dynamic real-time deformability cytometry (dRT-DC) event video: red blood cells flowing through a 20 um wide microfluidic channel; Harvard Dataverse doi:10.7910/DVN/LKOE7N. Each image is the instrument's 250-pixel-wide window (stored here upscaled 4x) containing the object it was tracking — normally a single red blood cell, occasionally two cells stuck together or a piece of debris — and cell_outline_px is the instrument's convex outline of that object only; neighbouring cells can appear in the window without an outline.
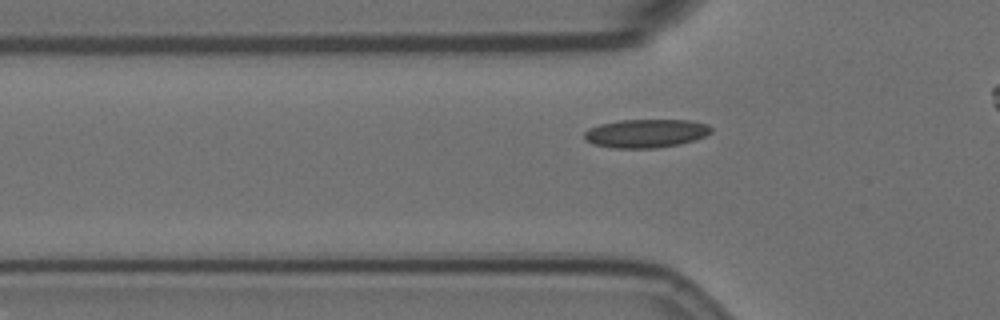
{"species": "Egyptian fruit bat (a non-hibernating species)", "species_latin": "Rousettus aegyptiacus", "temperature_condition": "room temperature", "stored_images_in_passage": 42, "camera_frame_rate_fps": 3000, "um_per_image_px": 0.085, "animal": {"sex": "female"}, "frame": {"image": 1, "passage_image": 13, "time_ms": 4.0, "image_size_px": [1000, 320], "cell_outline_px": [[712, 132], [704, 136], [680, 144], [656, 148], [612, 148], [592, 144], [584, 136], [584, 132], [588, 128], [600, 124], [620, 120], [692, 120], [708, 124], [712, 128]], "centroid_in_image_um": [54.9, 11.33], "position_along_channel_um": 70.9, "area_um2": 21.1}}
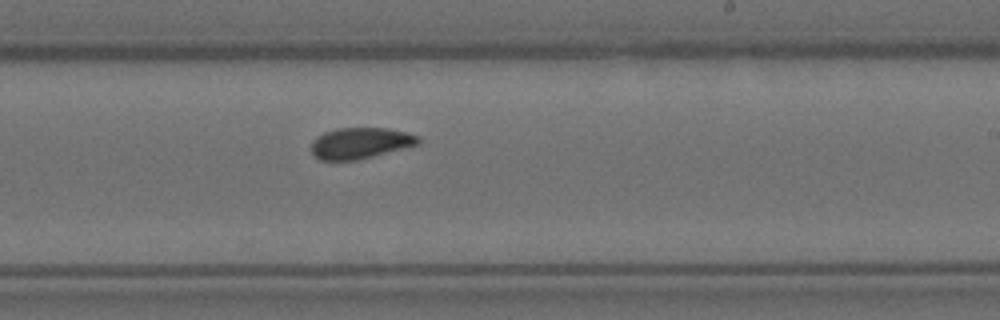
{"frame": {"image": 2, "passage_image": 29, "time_ms": 9.333, "image_size_px": [1000, 320], "cell_outline_px": [[420, 144], [356, 160], [320, 160], [312, 152], [312, 140], [316, 136], [324, 132], [336, 128], [388, 128], [408, 132], [420, 136]], "centroid_in_image_um": [30.64, 12.15], "position_along_channel_um": 258.4, "area_um2": 19.42}}
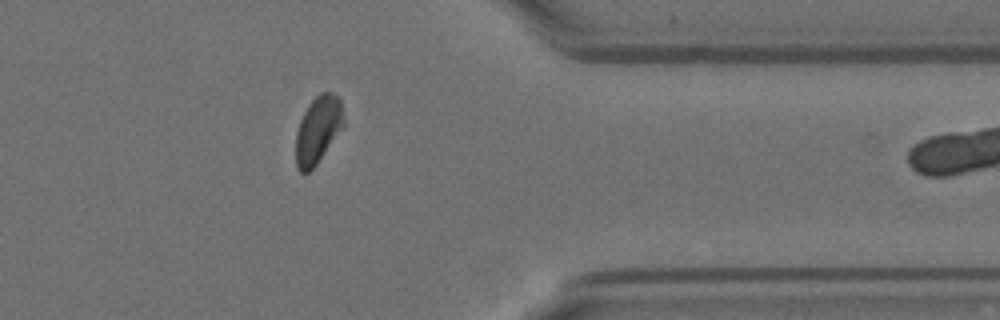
{"frame": {"image": 3, "passage_image": 41, "time_ms": 13.333, "image_size_px": [1000, 320], "cell_outline_px": [[344, 124], [316, 164], [308, 172], [300, 172], [296, 168], [296, 132], [300, 120], [308, 104], [320, 92], [332, 92], [340, 100], [344, 120]], "centroid_in_image_um": [27.0, 11.01], "position_along_channel_um": 384.4, "area_um2": 18.38}}